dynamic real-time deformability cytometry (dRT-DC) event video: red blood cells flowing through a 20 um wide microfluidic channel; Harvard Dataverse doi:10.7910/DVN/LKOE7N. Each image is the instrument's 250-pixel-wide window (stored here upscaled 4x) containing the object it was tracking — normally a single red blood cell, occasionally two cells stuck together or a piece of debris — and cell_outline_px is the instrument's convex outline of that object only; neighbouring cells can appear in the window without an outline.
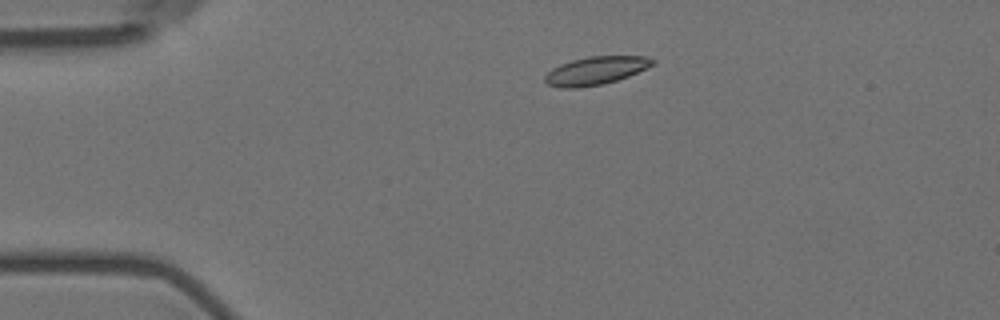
{"species": "Egyptian fruit bat (a non-hibernating species)", "species_latin": "Rousettus aegyptiacus", "temperature_condition": "room temperature", "stored_images_in_passage": 13, "camera_frame_rate_fps": 3000, "um_per_image_px": 0.085, "animal": {"sex": "female"}, "frame": {"image": 1, "passage_image": 1, "time_ms": 0.0, "image_size_px": [1000, 320], "cell_outline_px": [[656, 60], [652, 64], [628, 76], [604, 84], [580, 88], [560, 88], [548, 84], [544, 80], [544, 76], [552, 68], [560, 64], [572, 60], [588, 56], [644, 56]], "centroid_in_image_um": [50.58, 6.01], "position_along_channel_um": 34.4, "area_um2": 17.51}}
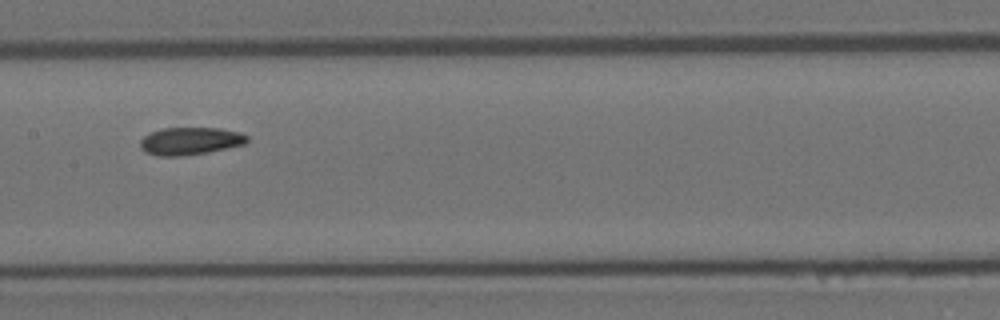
{"frame": {"image": 2, "passage_image": 6, "time_ms": 5.667, "image_size_px": [1000, 320], "cell_outline_px": [[248, 140], [244, 144], [208, 152], [184, 156], [156, 156], [144, 152], [140, 148], [140, 140], [144, 136], [160, 128], [220, 128], [240, 132], [248, 136]], "centroid_in_image_um": [16.14, 11.99], "position_along_channel_um": 191.3, "area_um2": 17.28}}
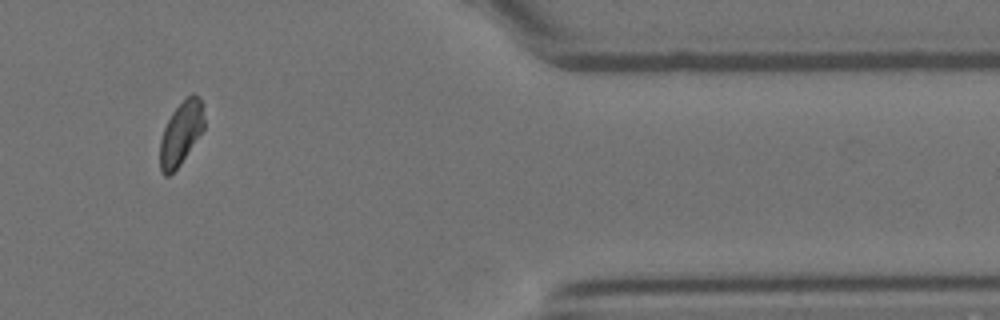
{"frame": {"image": 3, "passage_image": 11, "time_ms": 12.333, "image_size_px": [1000, 320], "cell_outline_px": [[204, 128], [180, 164], [168, 176], [164, 176], [160, 168], [160, 140], [164, 128], [172, 112], [192, 92], [200, 100], [204, 120]], "centroid_in_image_um": [15.36, 11.34], "position_along_channel_um": 396.0, "area_um2": 15.84}, "authors_computed_cell_mechanics": {"area_um2": 17.3978, "velocity_mm_per_s": 3.5452, "shape_relaxation_time_tau1_ms": 8.2574, "shape_relaxation_time_tau2_ms": 7.1175, "deformation_change_tau1": 0.1319, "deformation_change_tau2": 0.0813}}